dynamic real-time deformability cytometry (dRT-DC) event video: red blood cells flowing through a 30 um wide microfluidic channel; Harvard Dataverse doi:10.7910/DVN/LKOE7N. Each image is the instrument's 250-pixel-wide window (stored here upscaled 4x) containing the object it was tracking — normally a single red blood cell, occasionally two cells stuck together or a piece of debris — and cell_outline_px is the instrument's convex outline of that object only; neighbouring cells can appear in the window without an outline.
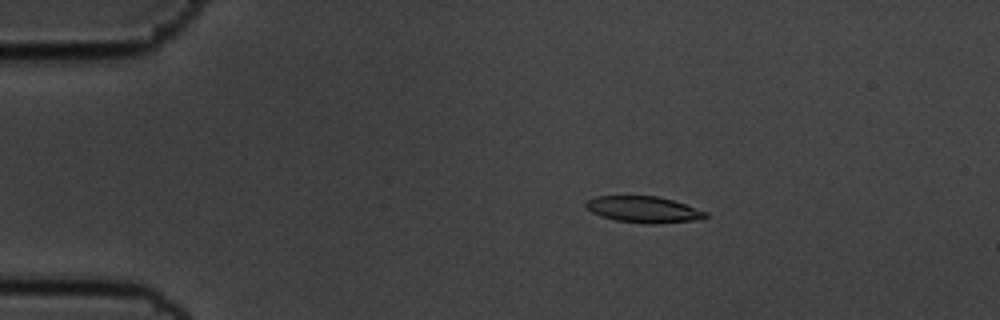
{"species": "common noctule bat (a hibernating species)", "species_latin": "Nyctalus noctula", "temperature_condition": "cold", "stored_images_in_passage": 57, "camera_frame_rate_fps": 3000, "um_per_image_px": 0.085, "animal": {"sex": "male", "body_mass_g": 19.5, "forearm_length_mm": 54.6}, "frame": {"image": 1, "passage_image": 11, "time_ms": 3.333, "image_size_px": [1000, 320], "cell_outline_px": [[708, 216], [692, 220], [656, 224], [648, 224], [616, 220], [600, 216], [592, 212], [584, 204], [588, 200], [596, 196], [656, 196], [672, 200], [708, 212]], "centroid_in_image_um": [54.68, 17.8], "position_along_channel_um": 30.3, "area_um2": 18.09}}
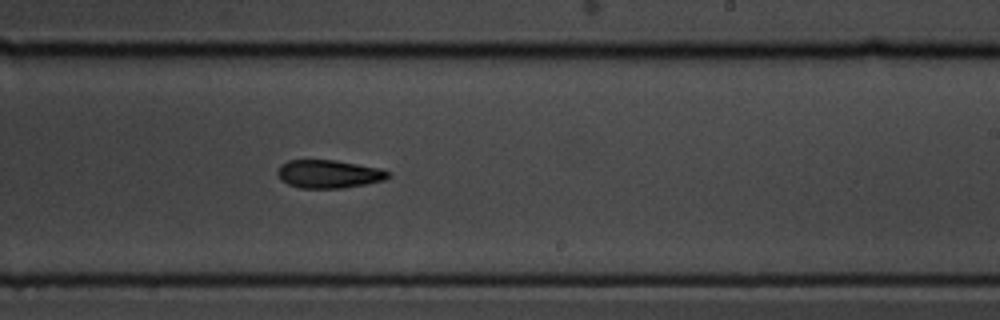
{"frame": {"image": 2, "passage_image": 35, "time_ms": 11.333, "image_size_px": [1000, 320], "cell_outline_px": [[392, 176], [384, 180], [344, 188], [300, 188], [288, 184], [280, 180], [276, 172], [280, 164], [288, 160], [336, 160], [380, 168], [388, 172]], "centroid_in_image_um": [27.91, 14.79], "position_along_channel_um": 261.1, "area_um2": 18.26}}
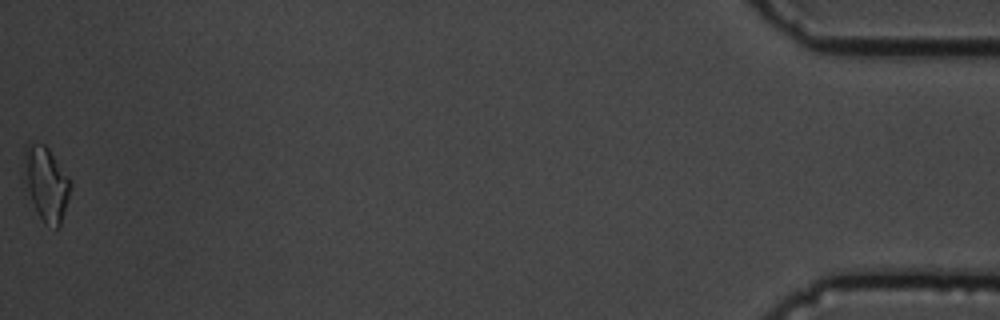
{"frame": {"image": 3, "passage_image": 57, "time_ms": 18.667, "image_size_px": [1000, 320], "cell_outline_px": [[72, 184], [68, 200], [60, 224], [56, 228], [44, 224], [20, 180], [20, 176], [24, 144], [28, 140], [44, 144], [48, 148], [68, 176]], "centroid_in_image_um": [3.82, 15.52], "position_along_channel_um": 431.4, "area_um2": 20.98}, "authors_computed_cell_mechanics": {"area_um2": 18.3226, "velocity_mm_per_s": 3.5808, "shape_relaxation_time_tau1_ms": 10.5483, "shape_relaxation_time_tau2_ms": null, "deformation_change_tau1": 0.2327, "deformation_change_tau2": null}}